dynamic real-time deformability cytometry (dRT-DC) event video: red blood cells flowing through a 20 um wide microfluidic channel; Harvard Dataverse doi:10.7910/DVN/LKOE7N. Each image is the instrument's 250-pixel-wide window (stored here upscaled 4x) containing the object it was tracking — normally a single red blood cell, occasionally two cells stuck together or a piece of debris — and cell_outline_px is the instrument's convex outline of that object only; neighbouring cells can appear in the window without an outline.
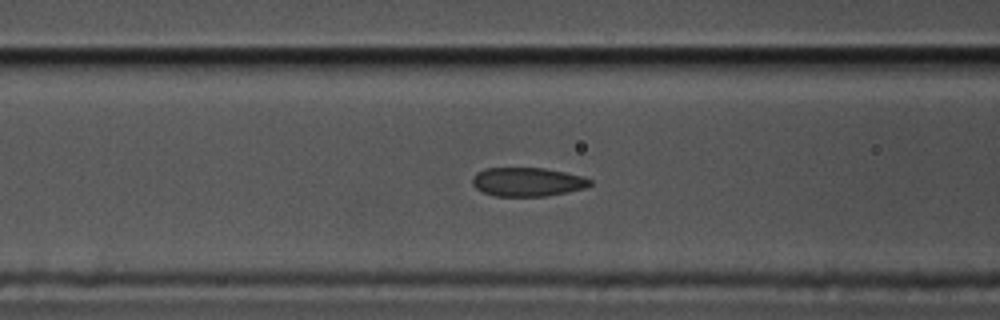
{"species": "common noctule bat (a hibernating species)", "species_latin": "Nyctalus noctula", "temperature_condition": "cold", "stored_images_in_passage": 37, "camera_frame_rate_fps": 3000, "um_per_image_px": 0.085, "animal": {"sex": "male", "body_mass_g": 17.5, "forearm_length_mm": 52.3}, "frame": {"image": 1, "passage_image": 13, "time_ms": 4.0, "image_size_px": [1000, 320], "cell_outline_px": [[592, 184], [584, 188], [568, 192], [548, 196], [496, 196], [484, 192], [476, 188], [472, 184], [472, 176], [476, 172], [484, 168], [544, 168], [564, 172], [580, 176], [592, 180]], "centroid_in_image_um": [44.81, 15.46], "position_along_channel_um": 121.8, "area_um2": 19.77}}
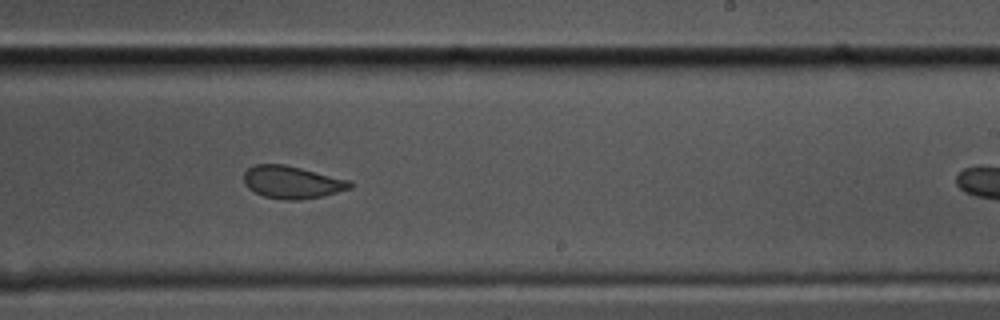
{"frame": {"image": 2, "passage_image": 25, "time_ms": 8.0, "image_size_px": [1000, 320], "cell_outline_px": [[352, 188], [320, 196], [296, 200], [284, 200], [264, 196], [248, 188], [244, 184], [244, 172], [248, 168], [256, 164], [284, 164], [348, 180], [352, 184]], "centroid_in_image_um": [24.77, 15.48], "position_along_channel_um": 264.2, "area_um2": 19.77}}
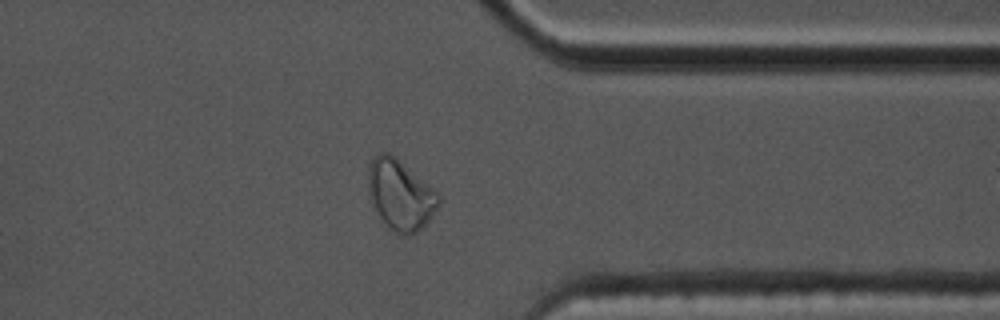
{"frame": {"image": 3, "passage_image": 35, "time_ms": 11.333, "image_size_px": [1000, 320], "cell_outline_px": [[440, 200], [432, 216], [416, 232], [408, 236], [400, 236], [380, 216], [372, 204], [368, 196], [368, 164], [380, 152], [388, 152], [396, 156], [436, 192], [440, 196]], "centroid_in_image_um": [34.0, 16.53], "position_along_channel_um": 377.4, "area_um2": 28.38}}